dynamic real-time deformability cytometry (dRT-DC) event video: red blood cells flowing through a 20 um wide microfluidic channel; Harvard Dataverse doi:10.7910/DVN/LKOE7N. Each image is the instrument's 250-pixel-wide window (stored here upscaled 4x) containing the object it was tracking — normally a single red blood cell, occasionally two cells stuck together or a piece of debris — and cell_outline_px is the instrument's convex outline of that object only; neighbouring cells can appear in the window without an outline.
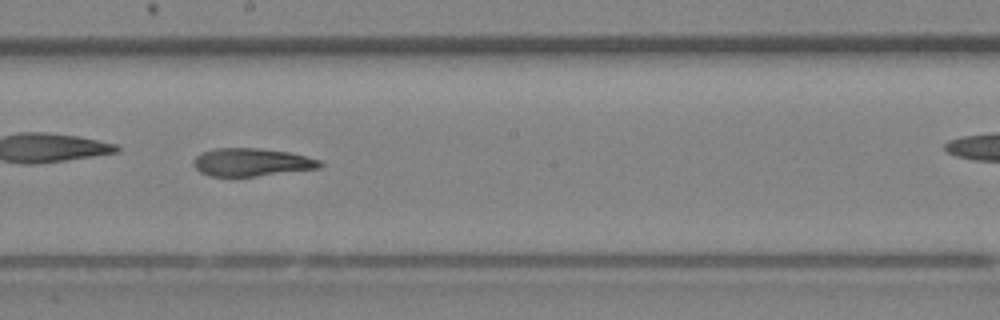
{"species": "Egyptian fruit bat (a non-hibernating species)", "species_latin": "Rousettus aegyptiacus", "temperature_condition": "room temperature", "stored_images_in_passage": 27, "camera_frame_rate_fps": 3000, "um_per_image_px": 0.085, "animal": {"sex": "female"}, "frame": {"image": 1, "passage_image": 16, "time_ms": 5.0, "image_size_px": [1000, 320], "cell_outline_px": [[324, 164], [320, 168], [256, 176], [208, 176], [200, 172], [192, 164], [192, 160], [196, 156], [204, 152], [216, 148], [260, 148], [288, 152], [320, 160]], "centroid_in_image_um": [21.37, 13.79], "position_along_channel_um": 226.8, "area_um2": 20.52}}